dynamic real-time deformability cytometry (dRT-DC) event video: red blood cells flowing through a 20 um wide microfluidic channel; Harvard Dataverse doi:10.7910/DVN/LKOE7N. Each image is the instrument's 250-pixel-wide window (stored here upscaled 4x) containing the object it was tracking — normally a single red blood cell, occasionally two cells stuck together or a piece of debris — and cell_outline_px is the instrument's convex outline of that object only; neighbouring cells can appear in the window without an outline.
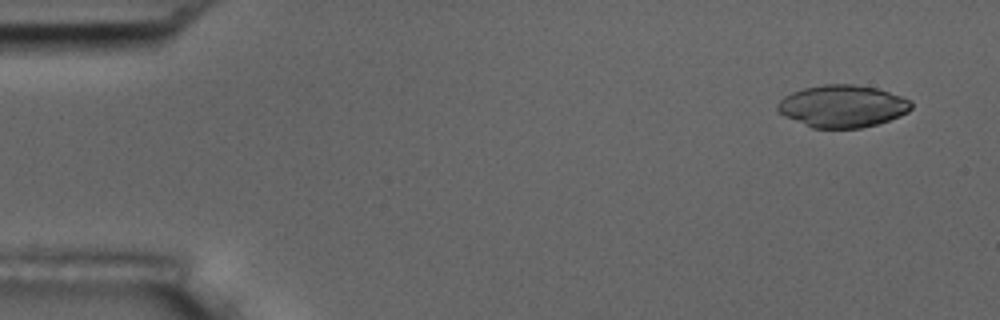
{"species": "common noctule bat (a hibernating species)", "species_latin": "Nyctalus noctula", "temperature_condition": "room temperature", "stored_images_in_passage": 5, "camera_frame_rate_fps": 3000, "um_per_image_px": 0.085, "animal": {"sex": "male", "body_mass_g": 17.5, "forearm_length_mm": 52.3}, "frame": {"image": 1, "passage_image": 1, "time_ms": 0.0, "image_size_px": [1000, 320], "cell_outline_px": [[912, 108], [908, 112], [900, 116], [876, 124], [860, 128], [812, 128], [784, 116], [776, 108], [776, 104], [784, 96], [792, 92], [804, 88], [824, 84], [856, 84], [876, 88], [912, 100]], "centroid_in_image_um": [71.6, 9.02], "position_along_channel_um": 13.4, "area_um2": 32.95}}